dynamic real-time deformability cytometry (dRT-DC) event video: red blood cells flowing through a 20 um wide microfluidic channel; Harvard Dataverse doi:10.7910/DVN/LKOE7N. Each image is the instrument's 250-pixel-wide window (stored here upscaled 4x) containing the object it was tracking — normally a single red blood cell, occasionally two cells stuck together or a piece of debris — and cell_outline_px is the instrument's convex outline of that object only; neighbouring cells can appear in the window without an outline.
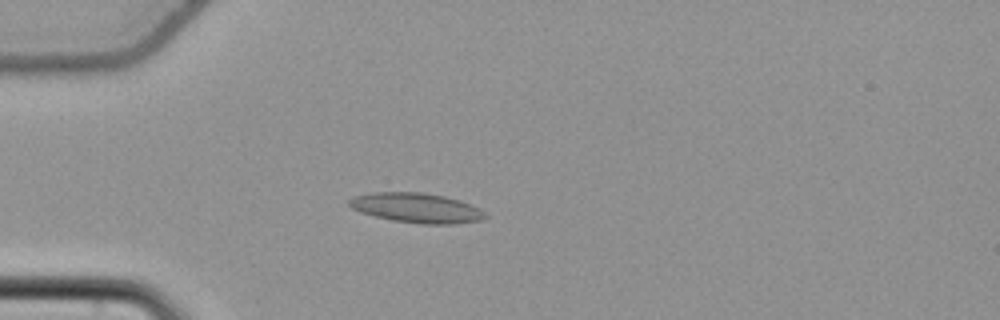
{"species": "common noctule bat (a hibernating species)", "species_latin": "Nyctalus noctula", "temperature_condition": "cold", "stored_images_in_passage": 54, "camera_frame_rate_fps": 3000, "um_per_image_px": 0.085, "animal": {"sex": "female", "body_mass_g": 22.7, "forearm_length_mm": 54.2}, "frame": {"image": 1, "passage_image": 14, "time_ms": 4.333, "image_size_px": [1000, 320], "cell_outline_px": [[488, 216], [480, 220], [456, 224], [420, 224], [392, 220], [360, 212], [352, 208], [348, 204], [348, 200], [352, 196], [376, 192], [424, 192], [444, 196], [460, 200], [480, 208]], "centroid_in_image_um": [35.41, 17.67], "position_along_channel_um": 49.6, "area_um2": 23.7}}
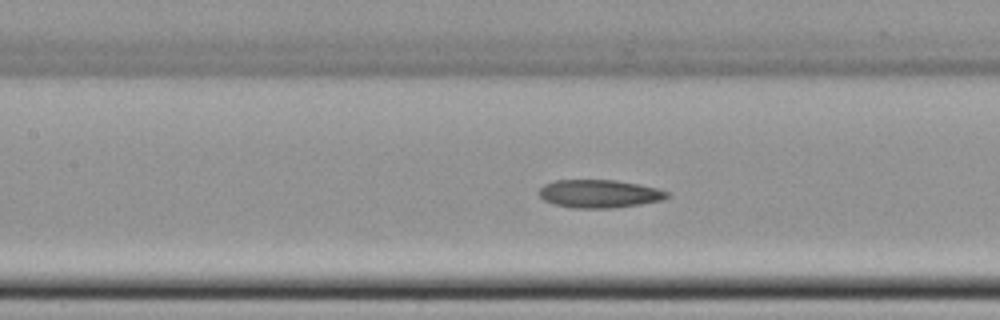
{"frame": {"image": 2, "passage_image": 24, "time_ms": 7.667, "image_size_px": [1000, 320], "cell_outline_px": [[668, 196], [664, 200], [640, 204], [612, 208], [572, 208], [552, 204], [544, 200], [536, 192], [544, 184], [556, 180], [616, 180], [640, 184], [656, 188], [668, 192]], "centroid_in_image_um": [50.9, 16.47], "position_along_channel_um": 156.5, "area_um2": 21.1}}
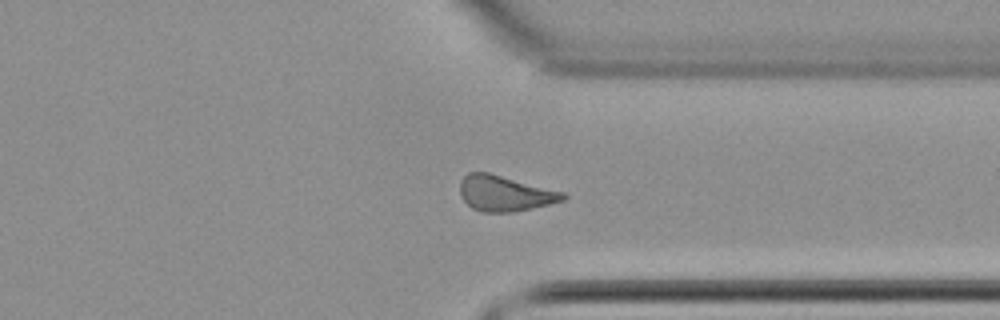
{"frame": {"image": 3, "passage_image": 41, "time_ms": 13.333, "image_size_px": [1000, 320], "cell_outline_px": [[568, 196], [564, 200], [532, 208], [512, 212], [480, 212], [472, 208], [460, 196], [460, 180], [468, 172], [488, 172], [564, 192]], "centroid_in_image_um": [42.89, 16.43], "position_along_channel_um": 368.5, "area_um2": 21.33}, "authors_computed_cell_mechanics": {"area_um2": 21.1837, "velocity_mm_per_s": 3.7427, "shape_relaxation_time_tau1_ms": null, "shape_relaxation_time_tau2_ms": 5.7615, "deformation_change_tau1": null, "deformation_change_tau2": 0.1269}}